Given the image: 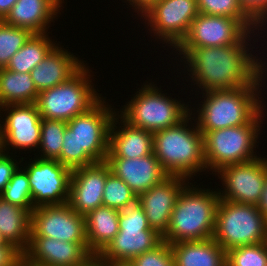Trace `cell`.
Segmentation results:
<instances>
[{"label": "cell", "mask_w": 267, "mask_h": 266, "mask_svg": "<svg viewBox=\"0 0 267 266\" xmlns=\"http://www.w3.org/2000/svg\"><path fill=\"white\" fill-rule=\"evenodd\" d=\"M200 14L226 16L240 21L250 32L261 29L243 10L238 0H196Z\"/></svg>", "instance_id": "f1b7e54d"}, {"label": "cell", "mask_w": 267, "mask_h": 266, "mask_svg": "<svg viewBox=\"0 0 267 266\" xmlns=\"http://www.w3.org/2000/svg\"><path fill=\"white\" fill-rule=\"evenodd\" d=\"M259 156L252 161L223 167L214 173L224 188L216 189L220 199L258 205L267 175V158Z\"/></svg>", "instance_id": "4fadbf2b"}, {"label": "cell", "mask_w": 267, "mask_h": 266, "mask_svg": "<svg viewBox=\"0 0 267 266\" xmlns=\"http://www.w3.org/2000/svg\"><path fill=\"white\" fill-rule=\"evenodd\" d=\"M257 207L259 208L262 215L267 219V175H266V180L264 183L262 196L260 198V201H259Z\"/></svg>", "instance_id": "ab89813d"}, {"label": "cell", "mask_w": 267, "mask_h": 266, "mask_svg": "<svg viewBox=\"0 0 267 266\" xmlns=\"http://www.w3.org/2000/svg\"><path fill=\"white\" fill-rule=\"evenodd\" d=\"M1 110L2 109H1V106H0V115H1L0 117L3 118L2 117V115H3L2 113L3 112ZM1 145H2V120L0 119V148H1Z\"/></svg>", "instance_id": "ee69618b"}, {"label": "cell", "mask_w": 267, "mask_h": 266, "mask_svg": "<svg viewBox=\"0 0 267 266\" xmlns=\"http://www.w3.org/2000/svg\"><path fill=\"white\" fill-rule=\"evenodd\" d=\"M1 109L6 115L4 113L5 117L2 118L0 150L9 152L11 146L13 150L36 151L40 143L42 121L37 105H5L1 106Z\"/></svg>", "instance_id": "2e32d148"}, {"label": "cell", "mask_w": 267, "mask_h": 266, "mask_svg": "<svg viewBox=\"0 0 267 266\" xmlns=\"http://www.w3.org/2000/svg\"><path fill=\"white\" fill-rule=\"evenodd\" d=\"M5 152L0 150V195L3 193L6 185L11 180L14 172L18 169L19 164L23 162L24 157L19 160L14 158L12 152Z\"/></svg>", "instance_id": "8d00e7d4"}, {"label": "cell", "mask_w": 267, "mask_h": 266, "mask_svg": "<svg viewBox=\"0 0 267 266\" xmlns=\"http://www.w3.org/2000/svg\"><path fill=\"white\" fill-rule=\"evenodd\" d=\"M31 213L0 197V233L23 253L30 243Z\"/></svg>", "instance_id": "484cf974"}, {"label": "cell", "mask_w": 267, "mask_h": 266, "mask_svg": "<svg viewBox=\"0 0 267 266\" xmlns=\"http://www.w3.org/2000/svg\"><path fill=\"white\" fill-rule=\"evenodd\" d=\"M133 266H175L172 248L166 241L131 261Z\"/></svg>", "instance_id": "e575fe53"}, {"label": "cell", "mask_w": 267, "mask_h": 266, "mask_svg": "<svg viewBox=\"0 0 267 266\" xmlns=\"http://www.w3.org/2000/svg\"><path fill=\"white\" fill-rule=\"evenodd\" d=\"M0 197L12 205L27 209L30 213L35 209L33 207L29 176L21 165L14 172Z\"/></svg>", "instance_id": "1f68e13d"}, {"label": "cell", "mask_w": 267, "mask_h": 266, "mask_svg": "<svg viewBox=\"0 0 267 266\" xmlns=\"http://www.w3.org/2000/svg\"><path fill=\"white\" fill-rule=\"evenodd\" d=\"M110 171L121 178L139 196L157 185L169 174L154 153L141 158L106 157Z\"/></svg>", "instance_id": "ffe728a7"}, {"label": "cell", "mask_w": 267, "mask_h": 266, "mask_svg": "<svg viewBox=\"0 0 267 266\" xmlns=\"http://www.w3.org/2000/svg\"><path fill=\"white\" fill-rule=\"evenodd\" d=\"M188 182L186 177L169 175L138 196L137 202L143 208L149 226L160 235L166 233L178 195Z\"/></svg>", "instance_id": "ac0fdd59"}, {"label": "cell", "mask_w": 267, "mask_h": 266, "mask_svg": "<svg viewBox=\"0 0 267 266\" xmlns=\"http://www.w3.org/2000/svg\"><path fill=\"white\" fill-rule=\"evenodd\" d=\"M119 214V210L102 205L85 215L88 249L95 258L119 232Z\"/></svg>", "instance_id": "d4e9b609"}, {"label": "cell", "mask_w": 267, "mask_h": 266, "mask_svg": "<svg viewBox=\"0 0 267 266\" xmlns=\"http://www.w3.org/2000/svg\"><path fill=\"white\" fill-rule=\"evenodd\" d=\"M33 33L0 20V69L6 68L12 56L23 47Z\"/></svg>", "instance_id": "d6a6232c"}, {"label": "cell", "mask_w": 267, "mask_h": 266, "mask_svg": "<svg viewBox=\"0 0 267 266\" xmlns=\"http://www.w3.org/2000/svg\"><path fill=\"white\" fill-rule=\"evenodd\" d=\"M49 33L32 34L12 56L6 68L17 73H30L56 45Z\"/></svg>", "instance_id": "83f0119b"}, {"label": "cell", "mask_w": 267, "mask_h": 266, "mask_svg": "<svg viewBox=\"0 0 267 266\" xmlns=\"http://www.w3.org/2000/svg\"><path fill=\"white\" fill-rule=\"evenodd\" d=\"M118 226L119 232L95 258L98 263L131 262L162 242V235L149 226L138 202L120 211Z\"/></svg>", "instance_id": "30bf717a"}, {"label": "cell", "mask_w": 267, "mask_h": 266, "mask_svg": "<svg viewBox=\"0 0 267 266\" xmlns=\"http://www.w3.org/2000/svg\"><path fill=\"white\" fill-rule=\"evenodd\" d=\"M264 114L262 110L249 124L208 131L203 135L207 172L210 170L213 174L223 167L259 157L254 150L258 147Z\"/></svg>", "instance_id": "52a82bcc"}, {"label": "cell", "mask_w": 267, "mask_h": 266, "mask_svg": "<svg viewBox=\"0 0 267 266\" xmlns=\"http://www.w3.org/2000/svg\"><path fill=\"white\" fill-rule=\"evenodd\" d=\"M249 34L255 35L237 19L199 13L192 21L188 34L176 48L251 45L249 41L252 38Z\"/></svg>", "instance_id": "5bb4252c"}, {"label": "cell", "mask_w": 267, "mask_h": 266, "mask_svg": "<svg viewBox=\"0 0 267 266\" xmlns=\"http://www.w3.org/2000/svg\"><path fill=\"white\" fill-rule=\"evenodd\" d=\"M17 0H0V20H4Z\"/></svg>", "instance_id": "60d3db41"}, {"label": "cell", "mask_w": 267, "mask_h": 266, "mask_svg": "<svg viewBox=\"0 0 267 266\" xmlns=\"http://www.w3.org/2000/svg\"><path fill=\"white\" fill-rule=\"evenodd\" d=\"M138 88L134 97L123 106L120 116L133 125L151 133L172 127L183 121L189 114V104L178 99H172L162 93L157 84L147 82ZM182 102V103H181Z\"/></svg>", "instance_id": "8992f818"}, {"label": "cell", "mask_w": 267, "mask_h": 266, "mask_svg": "<svg viewBox=\"0 0 267 266\" xmlns=\"http://www.w3.org/2000/svg\"><path fill=\"white\" fill-rule=\"evenodd\" d=\"M226 266H267V241L228 250Z\"/></svg>", "instance_id": "836d02e7"}, {"label": "cell", "mask_w": 267, "mask_h": 266, "mask_svg": "<svg viewBox=\"0 0 267 266\" xmlns=\"http://www.w3.org/2000/svg\"><path fill=\"white\" fill-rule=\"evenodd\" d=\"M192 113L191 110L177 125L153 133V153L162 168L169 175L182 176L189 180L199 174L198 172L207 170L203 134L199 131L194 119L196 117ZM192 120L194 123H191Z\"/></svg>", "instance_id": "277c9868"}, {"label": "cell", "mask_w": 267, "mask_h": 266, "mask_svg": "<svg viewBox=\"0 0 267 266\" xmlns=\"http://www.w3.org/2000/svg\"><path fill=\"white\" fill-rule=\"evenodd\" d=\"M1 246H15L12 243H9L6 238L0 233V247Z\"/></svg>", "instance_id": "7bdbcfd3"}, {"label": "cell", "mask_w": 267, "mask_h": 266, "mask_svg": "<svg viewBox=\"0 0 267 266\" xmlns=\"http://www.w3.org/2000/svg\"><path fill=\"white\" fill-rule=\"evenodd\" d=\"M90 73L86 63L68 81L39 92L35 104L41 118L68 122L93 107L102 94L97 93Z\"/></svg>", "instance_id": "ba28073f"}, {"label": "cell", "mask_w": 267, "mask_h": 266, "mask_svg": "<svg viewBox=\"0 0 267 266\" xmlns=\"http://www.w3.org/2000/svg\"><path fill=\"white\" fill-rule=\"evenodd\" d=\"M30 236L67 242H87L85 216L66 203L35 208L31 213Z\"/></svg>", "instance_id": "9a60e30c"}, {"label": "cell", "mask_w": 267, "mask_h": 266, "mask_svg": "<svg viewBox=\"0 0 267 266\" xmlns=\"http://www.w3.org/2000/svg\"><path fill=\"white\" fill-rule=\"evenodd\" d=\"M188 182L180 191L162 241L169 244L213 238L218 191L194 187ZM191 185V186H189Z\"/></svg>", "instance_id": "3957f363"}, {"label": "cell", "mask_w": 267, "mask_h": 266, "mask_svg": "<svg viewBox=\"0 0 267 266\" xmlns=\"http://www.w3.org/2000/svg\"><path fill=\"white\" fill-rule=\"evenodd\" d=\"M198 14L196 0H159L140 17L150 26L148 30L156 36L155 40L158 38L175 50Z\"/></svg>", "instance_id": "8fae6325"}, {"label": "cell", "mask_w": 267, "mask_h": 266, "mask_svg": "<svg viewBox=\"0 0 267 266\" xmlns=\"http://www.w3.org/2000/svg\"><path fill=\"white\" fill-rule=\"evenodd\" d=\"M0 266H24V253L16 246H1Z\"/></svg>", "instance_id": "74e56055"}, {"label": "cell", "mask_w": 267, "mask_h": 266, "mask_svg": "<svg viewBox=\"0 0 267 266\" xmlns=\"http://www.w3.org/2000/svg\"><path fill=\"white\" fill-rule=\"evenodd\" d=\"M213 239L227 252L230 249L267 241V219L257 205L220 199Z\"/></svg>", "instance_id": "9c48e42d"}, {"label": "cell", "mask_w": 267, "mask_h": 266, "mask_svg": "<svg viewBox=\"0 0 267 266\" xmlns=\"http://www.w3.org/2000/svg\"><path fill=\"white\" fill-rule=\"evenodd\" d=\"M38 94L30 73L0 69V106L35 104Z\"/></svg>", "instance_id": "4316f807"}, {"label": "cell", "mask_w": 267, "mask_h": 266, "mask_svg": "<svg viewBox=\"0 0 267 266\" xmlns=\"http://www.w3.org/2000/svg\"><path fill=\"white\" fill-rule=\"evenodd\" d=\"M107 163L96 162L72 170L68 204L80 215H87L103 205Z\"/></svg>", "instance_id": "d6986e66"}, {"label": "cell", "mask_w": 267, "mask_h": 266, "mask_svg": "<svg viewBox=\"0 0 267 266\" xmlns=\"http://www.w3.org/2000/svg\"><path fill=\"white\" fill-rule=\"evenodd\" d=\"M117 124L119 125L117 126ZM152 153L153 133L130 125L119 113H116L110 127L107 157L131 159L141 158Z\"/></svg>", "instance_id": "7402d4cb"}, {"label": "cell", "mask_w": 267, "mask_h": 266, "mask_svg": "<svg viewBox=\"0 0 267 266\" xmlns=\"http://www.w3.org/2000/svg\"><path fill=\"white\" fill-rule=\"evenodd\" d=\"M58 45L30 72L38 92L68 81L85 65L83 60Z\"/></svg>", "instance_id": "44dd1931"}, {"label": "cell", "mask_w": 267, "mask_h": 266, "mask_svg": "<svg viewBox=\"0 0 267 266\" xmlns=\"http://www.w3.org/2000/svg\"><path fill=\"white\" fill-rule=\"evenodd\" d=\"M170 246L175 266H226V252L213 238Z\"/></svg>", "instance_id": "cb8c5ba5"}, {"label": "cell", "mask_w": 267, "mask_h": 266, "mask_svg": "<svg viewBox=\"0 0 267 266\" xmlns=\"http://www.w3.org/2000/svg\"><path fill=\"white\" fill-rule=\"evenodd\" d=\"M159 0H125V2L129 3L133 7L135 13L137 12L138 16H142L146 11H148L154 4H156ZM140 14V15H139Z\"/></svg>", "instance_id": "f35d334b"}, {"label": "cell", "mask_w": 267, "mask_h": 266, "mask_svg": "<svg viewBox=\"0 0 267 266\" xmlns=\"http://www.w3.org/2000/svg\"><path fill=\"white\" fill-rule=\"evenodd\" d=\"M87 266H101L97 260L94 258Z\"/></svg>", "instance_id": "f6af8a7d"}, {"label": "cell", "mask_w": 267, "mask_h": 266, "mask_svg": "<svg viewBox=\"0 0 267 266\" xmlns=\"http://www.w3.org/2000/svg\"><path fill=\"white\" fill-rule=\"evenodd\" d=\"M101 266H133L131 262L99 263Z\"/></svg>", "instance_id": "b9f144b4"}, {"label": "cell", "mask_w": 267, "mask_h": 266, "mask_svg": "<svg viewBox=\"0 0 267 266\" xmlns=\"http://www.w3.org/2000/svg\"><path fill=\"white\" fill-rule=\"evenodd\" d=\"M67 123L62 120L44 119L41 121V136L38 150L41 159L57 160L61 154L63 135Z\"/></svg>", "instance_id": "f546056e"}, {"label": "cell", "mask_w": 267, "mask_h": 266, "mask_svg": "<svg viewBox=\"0 0 267 266\" xmlns=\"http://www.w3.org/2000/svg\"><path fill=\"white\" fill-rule=\"evenodd\" d=\"M62 4L60 0H17L3 21L33 34L47 33Z\"/></svg>", "instance_id": "603a6c76"}, {"label": "cell", "mask_w": 267, "mask_h": 266, "mask_svg": "<svg viewBox=\"0 0 267 266\" xmlns=\"http://www.w3.org/2000/svg\"><path fill=\"white\" fill-rule=\"evenodd\" d=\"M249 44H232L219 47L175 48L184 62L191 85L201 93L232 90L239 87H263L267 66L252 55ZM263 80V81H262ZM261 82V83H260Z\"/></svg>", "instance_id": "6da1fadb"}, {"label": "cell", "mask_w": 267, "mask_h": 266, "mask_svg": "<svg viewBox=\"0 0 267 266\" xmlns=\"http://www.w3.org/2000/svg\"><path fill=\"white\" fill-rule=\"evenodd\" d=\"M94 258L87 242L30 236L28 249L24 252V266H87Z\"/></svg>", "instance_id": "e0dca14e"}, {"label": "cell", "mask_w": 267, "mask_h": 266, "mask_svg": "<svg viewBox=\"0 0 267 266\" xmlns=\"http://www.w3.org/2000/svg\"><path fill=\"white\" fill-rule=\"evenodd\" d=\"M104 99L101 98L86 113L66 122L57 161L71 170L106 160L110 127L117 111Z\"/></svg>", "instance_id": "7a4b0ae2"}, {"label": "cell", "mask_w": 267, "mask_h": 266, "mask_svg": "<svg viewBox=\"0 0 267 266\" xmlns=\"http://www.w3.org/2000/svg\"><path fill=\"white\" fill-rule=\"evenodd\" d=\"M138 196L119 177L115 176L107 164V178L103 192V206L117 209L119 211L135 205Z\"/></svg>", "instance_id": "4dcf8cb0"}, {"label": "cell", "mask_w": 267, "mask_h": 266, "mask_svg": "<svg viewBox=\"0 0 267 266\" xmlns=\"http://www.w3.org/2000/svg\"><path fill=\"white\" fill-rule=\"evenodd\" d=\"M261 90L260 87H239L202 93L204 99L198 104L200 109L196 108L195 119L199 131L204 135L208 131L249 124L266 107Z\"/></svg>", "instance_id": "5b68a950"}, {"label": "cell", "mask_w": 267, "mask_h": 266, "mask_svg": "<svg viewBox=\"0 0 267 266\" xmlns=\"http://www.w3.org/2000/svg\"><path fill=\"white\" fill-rule=\"evenodd\" d=\"M244 12L261 28L267 24V0H238ZM263 26V27H262Z\"/></svg>", "instance_id": "d590c367"}, {"label": "cell", "mask_w": 267, "mask_h": 266, "mask_svg": "<svg viewBox=\"0 0 267 266\" xmlns=\"http://www.w3.org/2000/svg\"><path fill=\"white\" fill-rule=\"evenodd\" d=\"M33 159L23 167L29 176L33 207L68 203L72 170L57 160Z\"/></svg>", "instance_id": "7c38bea8"}]
</instances>
